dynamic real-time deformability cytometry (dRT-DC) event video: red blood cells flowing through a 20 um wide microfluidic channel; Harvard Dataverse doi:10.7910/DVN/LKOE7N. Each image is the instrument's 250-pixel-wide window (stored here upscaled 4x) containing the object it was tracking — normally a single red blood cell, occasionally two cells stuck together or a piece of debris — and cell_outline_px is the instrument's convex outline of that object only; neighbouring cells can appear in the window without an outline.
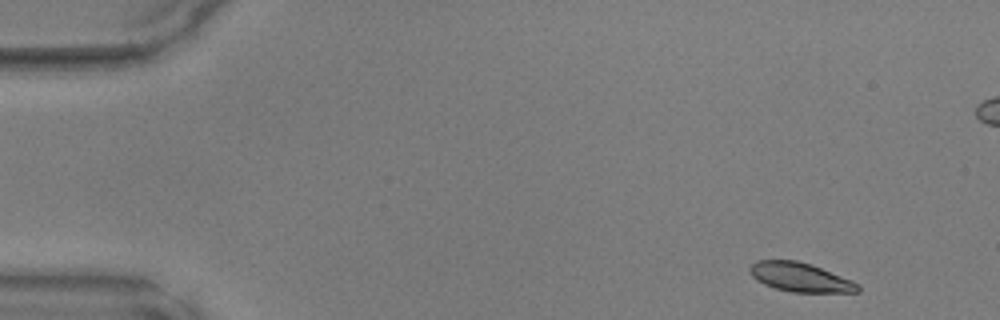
{"species": "common noctule bat (a hibernating species)", "species_latin": "Nyctalus noctula", "temperature_condition": "warm", "stored_images_in_passage": 4, "camera_frame_rate_fps": 3000, "um_per_image_px": 0.085, "animal": {"sex": "male", "body_mass_g": 17.9, "forearm_length_mm": 54.2}, "frame": {"image": 1, "passage_image": 2, "time_ms": 0.333, "image_size_px": [1000, 320], "cell_outline_px": [[860, 292], [792, 292], [776, 288], [764, 284], [756, 280], [752, 276], [748, 268], [756, 260], [796, 260], [812, 264], [852, 280], [860, 284]], "centroid_in_image_um": [68.03, 23.56], "position_along_channel_um": 17.0, "area_um2": 18.38}}